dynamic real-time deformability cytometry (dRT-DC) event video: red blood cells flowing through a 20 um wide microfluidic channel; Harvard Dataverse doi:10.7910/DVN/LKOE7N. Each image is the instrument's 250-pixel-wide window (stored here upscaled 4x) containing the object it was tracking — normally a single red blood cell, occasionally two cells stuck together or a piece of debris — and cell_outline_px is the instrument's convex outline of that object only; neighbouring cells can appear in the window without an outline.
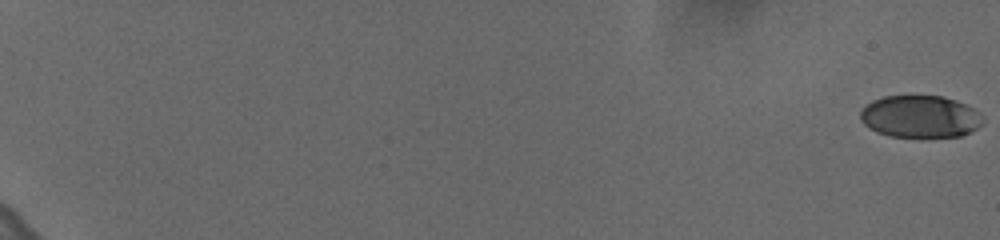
{"species": "human", "species_latin": "Homo sapiens", "temperature_condition": "cold", "stored_images_in_passage": 61, "camera_frame_rate_fps": 3000, "um_per_image_px": 0.085, "donor": {"sex": "female"}, "frame": {"image": 1, "passage_image": 1, "time_ms": 0.0, "image_size_px": [1000, 240], "cell_outline_px": [[984, 124], [972, 132], [960, 136], [888, 136], [876, 132], [868, 128], [860, 120], [860, 112], [872, 100], [884, 96], [944, 96], [956, 100], [980, 112], [984, 116]], "centroid_in_image_um": [78.24, 9.91], "position_along_channel_um": 6.8, "area_um2": 30.29}}
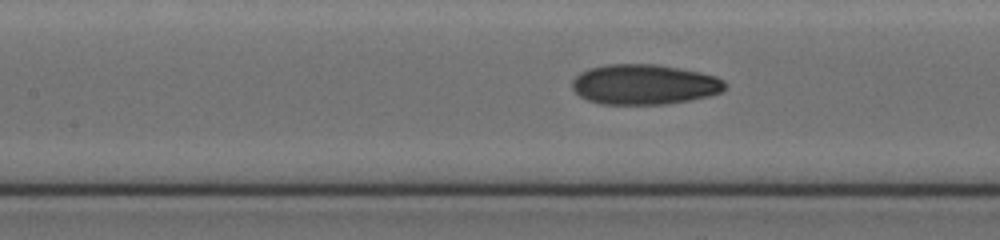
{"frame": {"image": 2, "passage_image": 33, "time_ms": 10.667, "image_size_px": [1000, 240], "cell_outline_px": [[728, 88], [720, 92], [708, 96], [688, 100], [664, 104], [600, 104], [588, 100], [580, 96], [572, 88], [572, 80], [580, 72], [588, 68], [608, 64], [656, 64], [700, 72], [716, 76], [724, 80], [728, 84]], "centroid_in_image_um": [54.77, 7.17], "position_along_channel_um": 152.6, "area_um2": 35.89}}
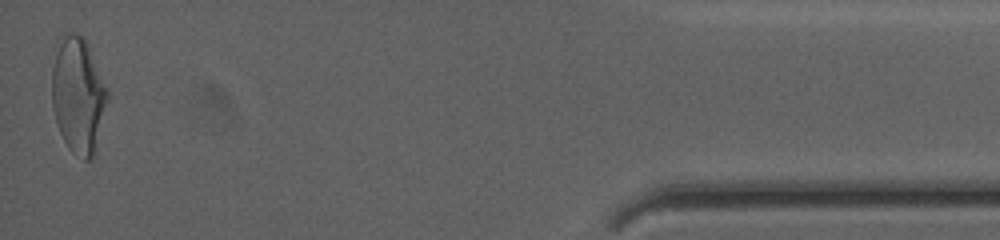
{"frame": {"image": 3, "passage_image": 61, "time_ms": 20.0, "image_size_px": [1000, 240], "cell_outline_px": [[108, 100], [92, 160], [84, 160], [72, 152], [68, 148], [60, 132], [52, 108], [52, 68], [60, 44], [68, 32], [72, 32], [84, 36], [88, 44], [108, 88]], "centroid_in_image_um": [6.66, 8.12], "position_along_channel_um": 428.5, "area_um2": 37.17}, "authors_computed_cell_mechanics": {"area_um2": 33.5818, "velocity_mm_per_s": 3.6418, "shape_relaxation_time_tau1_ms": 6.2254, "shape_relaxation_time_tau2_ms": 1.5833, "deformation_change_tau1": 0.194, "deformation_change_tau2": 0.0765}}